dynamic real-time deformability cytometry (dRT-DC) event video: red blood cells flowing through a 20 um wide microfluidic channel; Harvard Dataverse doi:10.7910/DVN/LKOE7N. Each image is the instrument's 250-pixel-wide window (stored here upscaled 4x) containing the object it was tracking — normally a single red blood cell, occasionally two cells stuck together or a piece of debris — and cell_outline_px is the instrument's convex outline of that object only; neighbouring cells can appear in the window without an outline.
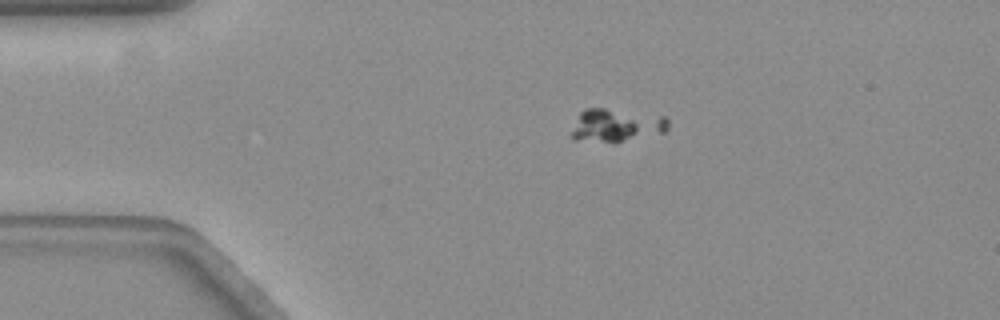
{"species": "common noctule bat (a hibernating species)", "species_latin": "Nyctalus noctula", "temperature_condition": "warm", "stored_images_in_passage": 3, "camera_frame_rate_fps": 3000, "um_per_image_px": 0.085, "animal": {"sex": "female", "body_mass_g": 19.3, "forearm_length_mm": 54.1}, "frame": {"image": 1, "passage_image": 2, "time_ms": 0.333, "image_size_px": [1000, 320], "cell_outline_px": [[668, 128], [664, 132], [616, 144], [612, 144], [572, 140], [572, 132], [580, 112], [584, 108], [604, 108], [664, 116], [668, 120]], "centroid_in_image_um": [52.37, 10.69], "position_along_channel_um": 32.6, "area_um2": 19.02}}